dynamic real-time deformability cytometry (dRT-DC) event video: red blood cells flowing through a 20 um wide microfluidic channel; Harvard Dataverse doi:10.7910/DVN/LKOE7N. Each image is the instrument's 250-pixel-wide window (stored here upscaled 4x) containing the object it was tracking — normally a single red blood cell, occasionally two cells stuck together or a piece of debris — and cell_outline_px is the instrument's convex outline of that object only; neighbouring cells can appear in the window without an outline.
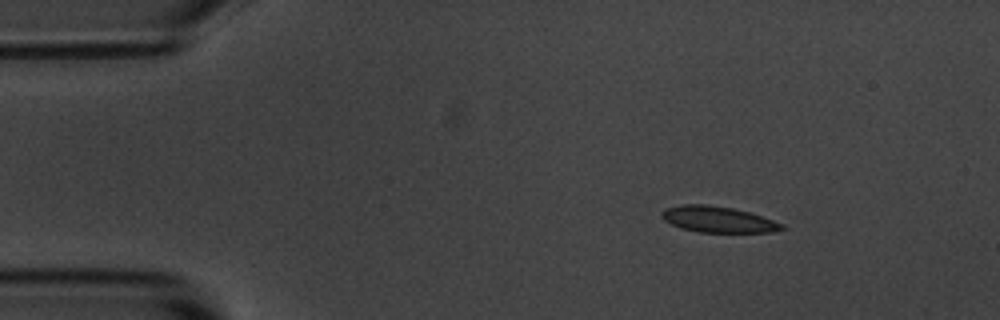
{"species": "common noctule bat (a hibernating species)", "species_latin": "Nyctalus noctula", "temperature_condition": "room temperature", "stored_images_in_passage": 14, "camera_frame_rate_fps": 3000, "um_per_image_px": 0.085, "animal": {"sex": "male", "body_mass_g": 20.1, "forearm_length_mm": 53.5}, "frame": {"image": 1, "passage_image": 2, "time_ms": 1.333, "image_size_px": [1000, 320], "cell_outline_px": [[784, 228], [772, 232], [700, 232], [680, 228], [664, 220], [660, 216], [660, 212], [664, 208], [680, 204], [708, 204], [732, 208], [748, 212], [784, 224]], "centroid_in_image_um": [60.96, 18.64], "position_along_channel_um": 24.0, "area_um2": 18.21}}
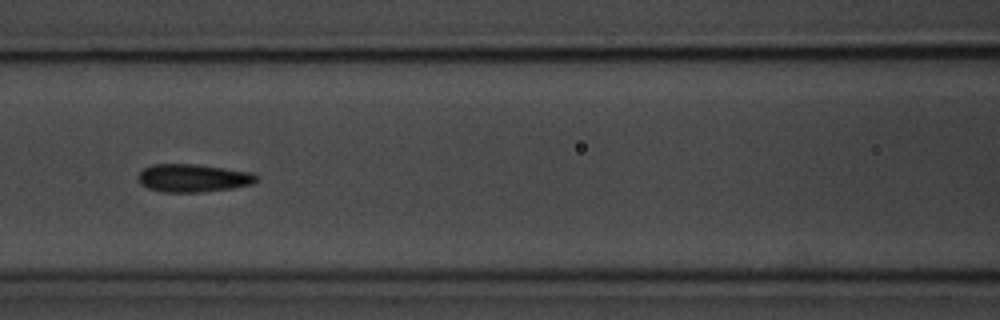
{"frame": {"image": 2, "passage_image": 6, "time_ms": 6.667, "image_size_px": [1000, 320], "cell_outline_px": [[256, 180], [252, 184], [232, 188], [200, 192], [160, 192], [148, 188], [140, 184], [136, 176], [144, 168], [152, 164], [196, 164], [252, 172], [256, 176]], "centroid_in_image_um": [16.36, 15.13], "position_along_channel_um": 150.2, "area_um2": 19.31}}
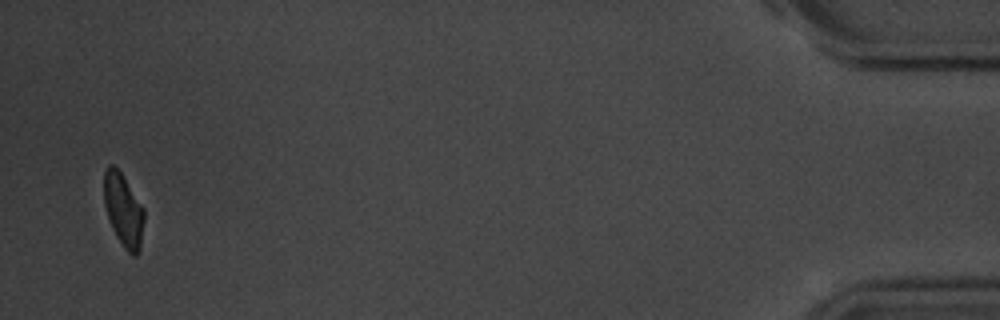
{"frame": {"image": 3, "passage_image": 14, "time_ms": 16.667, "image_size_px": [1000, 320], "cell_outline_px": [[144, 220], [140, 248], [136, 256], [132, 256], [124, 248], [116, 236], [112, 228], [104, 204], [104, 172], [108, 164], [112, 164], [120, 172], [144, 208]], "centroid_in_image_um": [10.49, 17.87], "position_along_channel_um": 424.7, "area_um2": 16.94}, "authors_computed_cell_mechanics": {"area_um2": 18.8139, "velocity_mm_per_s": 3.6083, "shape_relaxation_time_tau1_ms": 1.7221, "shape_relaxation_time_tau2_ms": 1.4776, "deformation_change_tau1": 0.0745, "deformation_change_tau2": 0.0573}}